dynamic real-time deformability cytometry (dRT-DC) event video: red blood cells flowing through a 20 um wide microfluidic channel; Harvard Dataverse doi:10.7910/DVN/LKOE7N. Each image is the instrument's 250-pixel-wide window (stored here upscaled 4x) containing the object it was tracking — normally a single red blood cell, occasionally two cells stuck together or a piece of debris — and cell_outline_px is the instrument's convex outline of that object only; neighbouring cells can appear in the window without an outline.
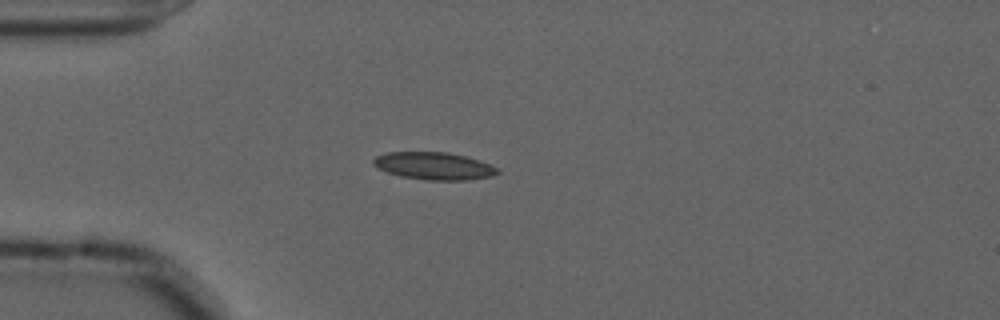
{"species": "common noctule bat (a hibernating species)", "species_latin": "Nyctalus noctula", "temperature_condition": "cold", "stored_images_in_passage": 10, "camera_frame_rate_fps": 3000, "um_per_image_px": 0.085, "animal": {"sex": "male", "forearm_length_mm": 52.5}, "frame": {"image": 1, "passage_image": 1, "time_ms": 0.0, "image_size_px": [1000, 320], "cell_outline_px": [[500, 172], [492, 176], [468, 180], [428, 180], [400, 176], [376, 168], [372, 164], [372, 160], [376, 156], [388, 152], [448, 152], [480, 160], [500, 168]], "centroid_in_image_um": [36.9, 14.1], "position_along_channel_um": 48.1, "area_um2": 20.0}}
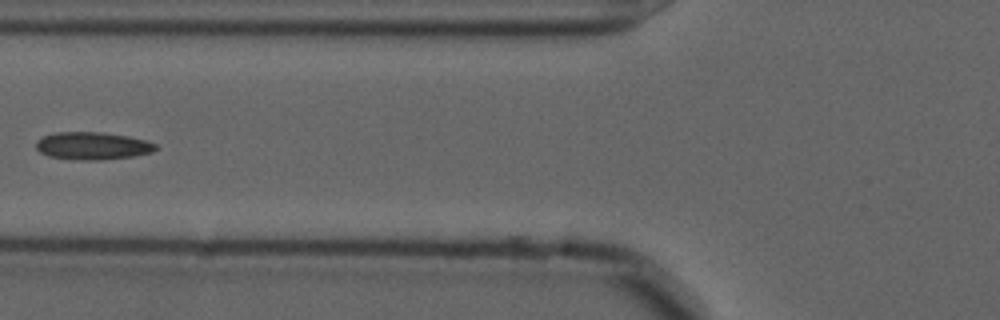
{"frame": {"image": 2, "passage_image": 8, "time_ms": 2.333, "image_size_px": [1000, 320], "cell_outline_px": [[160, 148], [152, 152], [132, 156], [104, 160], [84, 160], [48, 156], [40, 152], [36, 148], [36, 140], [44, 136], [56, 132], [104, 132], [128, 136], [144, 140], [156, 144]], "centroid_in_image_um": [7.88, 12.39], "position_along_channel_um": 117.9, "area_um2": 19.25}}